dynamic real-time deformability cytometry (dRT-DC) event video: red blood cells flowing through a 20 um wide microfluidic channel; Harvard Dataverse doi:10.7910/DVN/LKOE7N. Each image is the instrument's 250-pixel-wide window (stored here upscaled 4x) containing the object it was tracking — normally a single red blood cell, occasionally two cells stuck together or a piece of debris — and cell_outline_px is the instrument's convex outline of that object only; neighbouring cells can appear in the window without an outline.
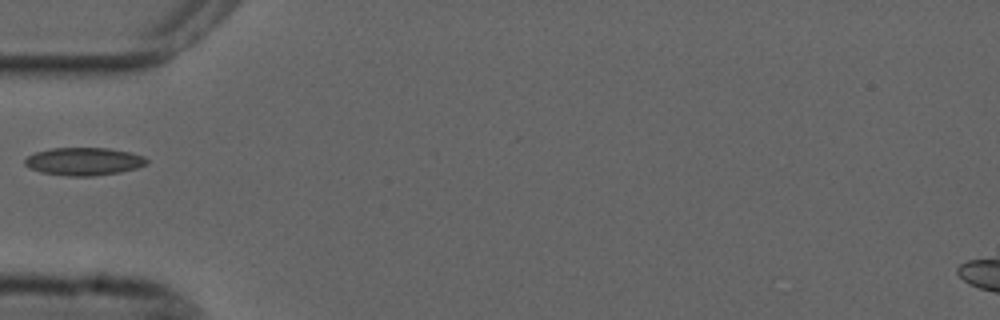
{"species": "common noctule bat (a hibernating species)", "species_latin": "Nyctalus noctula", "temperature_condition": "cold", "stored_images_in_passage": 21, "camera_frame_rate_fps": 3000, "um_per_image_px": 0.085, "animal": {"sex": "male", "forearm_length_mm": 52.5}, "frame": {"image": 1, "passage_image": 1, "time_ms": 0.0, "image_size_px": [1000, 320], "cell_outline_px": [[148, 164], [136, 168], [120, 172], [92, 176], [68, 176], [40, 172], [28, 168], [24, 164], [24, 160], [28, 156], [36, 152], [52, 148], [108, 148], [132, 152], [144, 156], [148, 160]], "centroid_in_image_um": [7.14, 13.72], "position_along_channel_um": 77.9, "area_um2": 19.88}}